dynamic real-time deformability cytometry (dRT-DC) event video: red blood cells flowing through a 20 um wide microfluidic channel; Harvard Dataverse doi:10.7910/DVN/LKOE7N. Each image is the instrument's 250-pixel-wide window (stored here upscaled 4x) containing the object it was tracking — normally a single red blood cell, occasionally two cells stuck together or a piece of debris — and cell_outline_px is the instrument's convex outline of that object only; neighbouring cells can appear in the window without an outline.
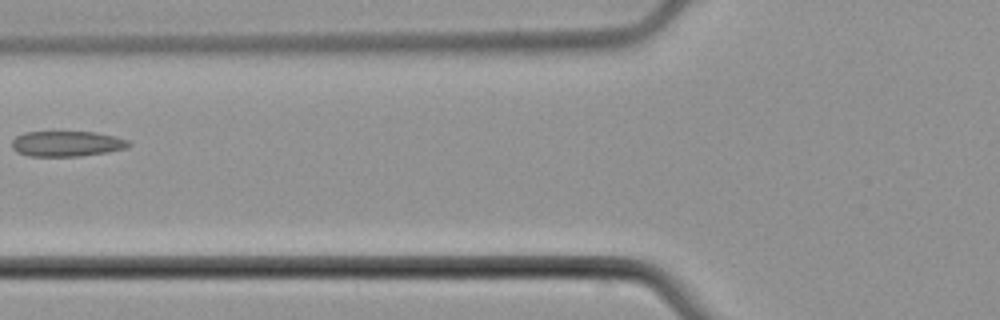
{"species": "common noctule bat (a hibernating species)", "species_latin": "Nyctalus noctula", "temperature_condition": "cold", "stored_images_in_passage": 5, "camera_frame_rate_fps": 3000, "um_per_image_px": 0.085, "animal": {"sex": "male", "body_mass_g": 21.5, "forearm_length_mm": 52.0}, "frame": {"image": 1, "passage_image": 4, "time_ms": 6.667, "image_size_px": [1000, 320], "cell_outline_px": [[132, 144], [128, 148], [108, 152], [80, 156], [28, 156], [16, 152], [12, 148], [12, 140], [16, 136], [24, 132], [96, 132], [116, 136], [128, 140]], "centroid_in_image_um": [5.7, 12.22], "position_along_channel_um": 120.1, "area_um2": 17.51}}
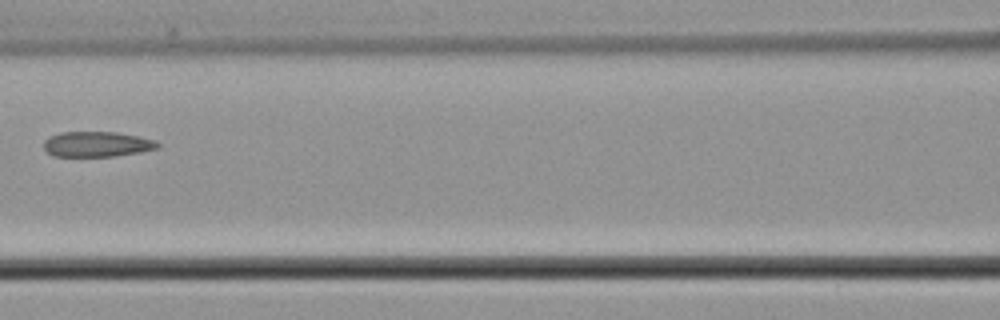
{"frame": {"image": 2, "passage_image": 5, "time_ms": 7.667, "image_size_px": [1000, 320], "cell_outline_px": [[160, 148], [140, 152], [116, 156], [52, 156], [44, 148], [44, 140], [48, 136], [60, 132], [116, 132], [140, 136], [156, 140], [160, 144]], "centroid_in_image_um": [8.27, 12.25], "position_along_channel_um": 158.3, "area_um2": 16.99}}